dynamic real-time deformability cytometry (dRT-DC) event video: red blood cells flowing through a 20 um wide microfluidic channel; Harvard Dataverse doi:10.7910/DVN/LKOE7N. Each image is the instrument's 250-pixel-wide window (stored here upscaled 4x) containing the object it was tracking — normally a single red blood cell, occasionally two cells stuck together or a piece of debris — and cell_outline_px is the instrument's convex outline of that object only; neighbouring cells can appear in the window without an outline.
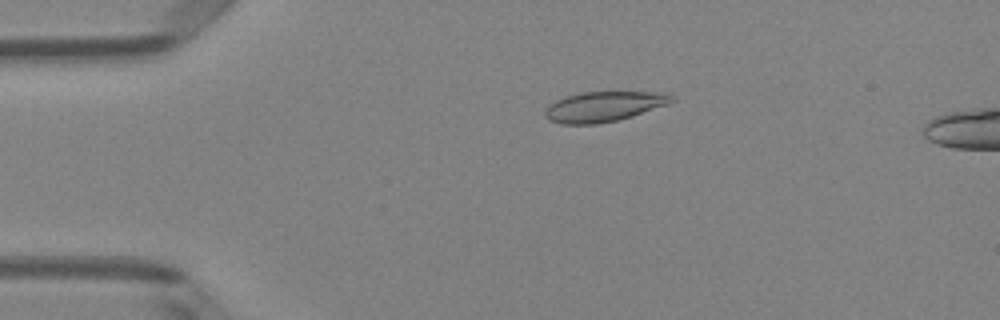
{"species": "Egyptian fruit bat (a non-hibernating species)", "species_latin": "Rousettus aegyptiacus", "temperature_condition": "room temperature", "stored_images_in_passage": 6, "camera_frame_rate_fps": 3000, "um_per_image_px": 0.085, "animal": {"sex": "female"}, "frame": {"image": 1, "passage_image": 4, "time_ms": 1.0, "image_size_px": [1000, 320], "cell_outline_px": [[676, 100], [668, 104], [632, 116], [616, 120], [596, 124], [560, 124], [548, 120], [544, 116], [544, 112], [548, 104], [556, 100], [580, 92], [668, 92]], "centroid_in_image_um": [51.31, 9.05], "position_along_channel_um": 33.7, "area_um2": 22.31}}